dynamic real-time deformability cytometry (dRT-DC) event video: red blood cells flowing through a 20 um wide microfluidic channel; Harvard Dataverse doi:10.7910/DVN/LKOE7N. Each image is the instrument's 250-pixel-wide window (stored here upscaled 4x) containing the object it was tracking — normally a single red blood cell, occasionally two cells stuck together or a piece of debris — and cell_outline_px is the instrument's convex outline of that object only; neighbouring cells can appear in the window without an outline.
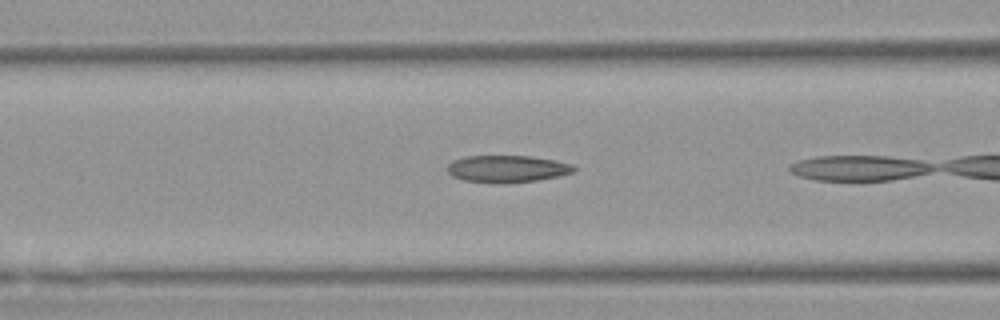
{"species": "Egyptian fruit bat (a non-hibernating species)", "species_latin": "Rousettus aegyptiacus", "temperature_condition": "warm", "stored_images_in_passage": 8, "camera_frame_rate_fps": 3000, "um_per_image_px": 0.085, "animal": {"sex": "female"}, "frame": {"image": 1, "passage_image": 4, "time_ms": 1.0, "image_size_px": [1000, 320], "cell_outline_px": [[576, 172], [536, 180], [504, 184], [500, 184], [464, 180], [452, 176], [448, 172], [448, 164], [452, 160], [464, 156], [532, 156], [572, 164], [576, 168]], "centroid_in_image_um": [43.09, 14.35], "position_along_channel_um": 123.5, "area_um2": 20.0}}